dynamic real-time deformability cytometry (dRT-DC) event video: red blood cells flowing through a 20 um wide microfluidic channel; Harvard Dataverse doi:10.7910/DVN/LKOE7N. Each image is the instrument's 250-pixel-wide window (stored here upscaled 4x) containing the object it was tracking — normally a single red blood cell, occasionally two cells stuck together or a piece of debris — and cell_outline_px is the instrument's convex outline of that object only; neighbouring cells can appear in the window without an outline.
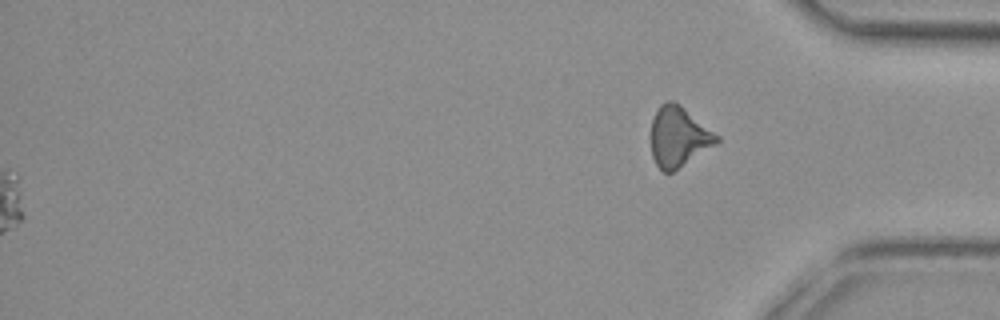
{"species": "common noctule bat (a hibernating species)", "species_latin": "Nyctalus noctula", "temperature_condition": "cold", "stored_images_in_passage": 48, "segment_of_instrument_passage": [2, 2], "camera_frame_rate_fps": 3000, "um_per_image_px": 0.085, "animal": {"sex": "female", "body_mass_g": 29.2, "forearm_length_mm": 56.3}, "frame": {"image": 1, "passage_image": 48, "time_ms": 15.667, "image_size_px": [1000, 320], "cell_outline_px": [[720, 140], [716, 144], [672, 172], [664, 172], [656, 164], [652, 156], [652, 120], [660, 104], [668, 100], [672, 100], [680, 104], [720, 136]], "centroid_in_image_um": [57.69, 11.6], "position_along_channel_um": 377.5, "area_um2": 22.77}}